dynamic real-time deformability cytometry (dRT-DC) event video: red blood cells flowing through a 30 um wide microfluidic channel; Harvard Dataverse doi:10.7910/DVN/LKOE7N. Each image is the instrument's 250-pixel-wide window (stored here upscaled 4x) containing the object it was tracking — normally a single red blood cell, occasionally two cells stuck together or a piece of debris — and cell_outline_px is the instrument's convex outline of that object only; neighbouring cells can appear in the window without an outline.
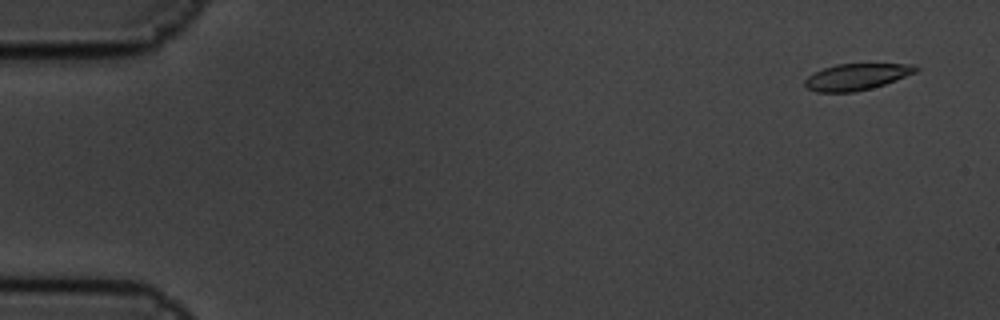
{"species": "common noctule bat (a hibernating species)", "species_latin": "Nyctalus noctula", "temperature_condition": "cold", "stored_images_in_passage": 5, "camera_frame_rate_fps": 3000, "um_per_image_px": 0.085, "animal": {"sex": "male", "body_mass_g": 19.5, "forearm_length_mm": 54.6}, "frame": {"image": 1, "passage_image": 1, "time_ms": 0.0, "image_size_px": [1000, 320], "cell_outline_px": [[920, 68], [916, 72], [896, 80], [884, 84], [852, 92], [816, 92], [808, 88], [804, 84], [804, 80], [808, 76], [824, 68], [836, 64], [912, 64]], "centroid_in_image_um": [72.8, 6.52], "position_along_channel_um": 12.2, "area_um2": 16.82}}
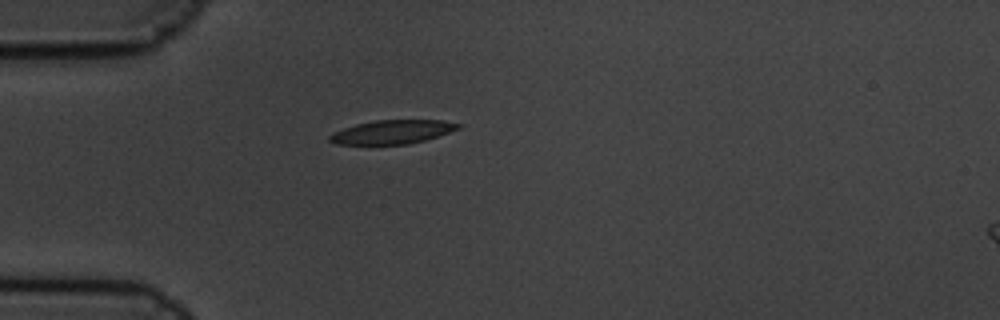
{"frame": {"image": 2, "passage_image": 5, "time_ms": 1.333, "image_size_px": [1000, 320], "cell_outline_px": [[464, 124], [460, 128], [424, 140], [408, 144], [336, 144], [328, 140], [328, 136], [332, 132], [356, 124], [376, 120], [444, 120]], "centroid_in_image_um": [33.34, 11.21], "position_along_channel_um": 51.7, "area_um2": 17.74}}